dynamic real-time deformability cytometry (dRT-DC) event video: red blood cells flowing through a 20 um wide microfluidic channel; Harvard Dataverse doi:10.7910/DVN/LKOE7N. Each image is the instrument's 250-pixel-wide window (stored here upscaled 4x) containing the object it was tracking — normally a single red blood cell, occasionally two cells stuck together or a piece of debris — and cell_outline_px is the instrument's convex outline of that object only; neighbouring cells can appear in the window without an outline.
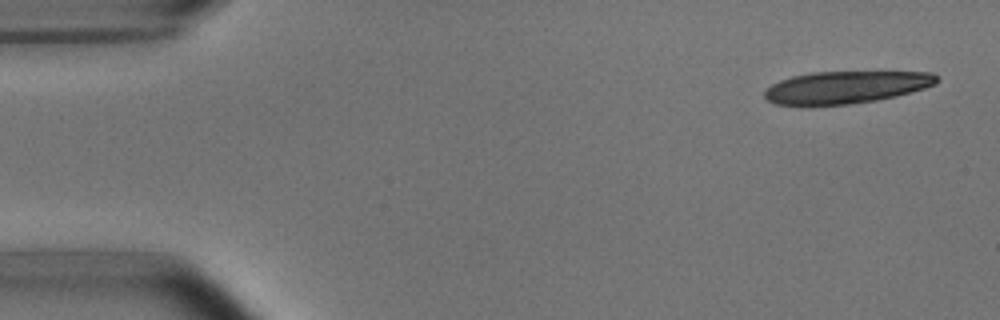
{"species": "common noctule bat (a hibernating species)", "species_latin": "Nyctalus noctula", "temperature_condition": "room temperature", "stored_images_in_passage": 5, "camera_frame_rate_fps": 3000, "um_per_image_px": 0.085, "animal": {"sex": "male", "body_mass_g": 15.6}, "frame": {"image": 1, "passage_image": 1, "time_ms": 0.0, "image_size_px": [1000, 320], "cell_outline_px": [[940, 80], [936, 84], [912, 92], [896, 96], [876, 100], [848, 104], [800, 108], [776, 104], [768, 100], [764, 96], [764, 92], [772, 84], [780, 80], [792, 76], [812, 72], [932, 72], [940, 76]], "centroid_in_image_um": [71.87, 7.44], "position_along_channel_um": 13.1, "area_um2": 33.18}}
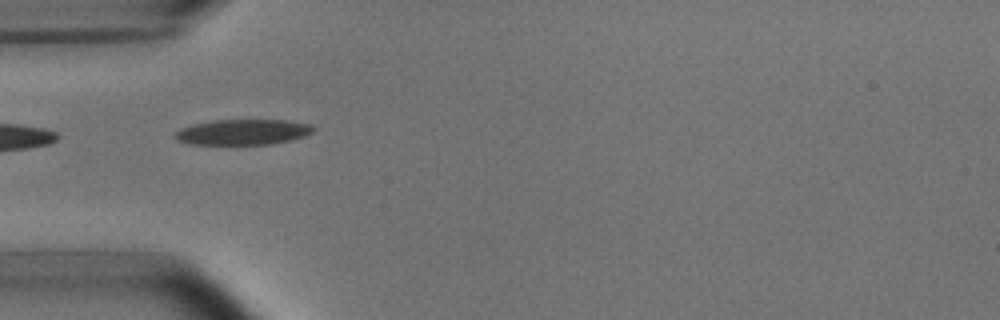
{"frame": {"image": 2, "passage_image": 5, "time_ms": 4.667, "image_size_px": [1000, 320], "cell_outline_px": [[316, 128], [312, 132], [304, 136], [272, 144], [192, 144], [176, 140], [172, 136], [180, 128], [192, 124], [212, 120], [284, 120], [312, 124]], "centroid_in_image_um": [20.62, 11.22], "position_along_channel_um": 64.4, "area_um2": 20.58}}